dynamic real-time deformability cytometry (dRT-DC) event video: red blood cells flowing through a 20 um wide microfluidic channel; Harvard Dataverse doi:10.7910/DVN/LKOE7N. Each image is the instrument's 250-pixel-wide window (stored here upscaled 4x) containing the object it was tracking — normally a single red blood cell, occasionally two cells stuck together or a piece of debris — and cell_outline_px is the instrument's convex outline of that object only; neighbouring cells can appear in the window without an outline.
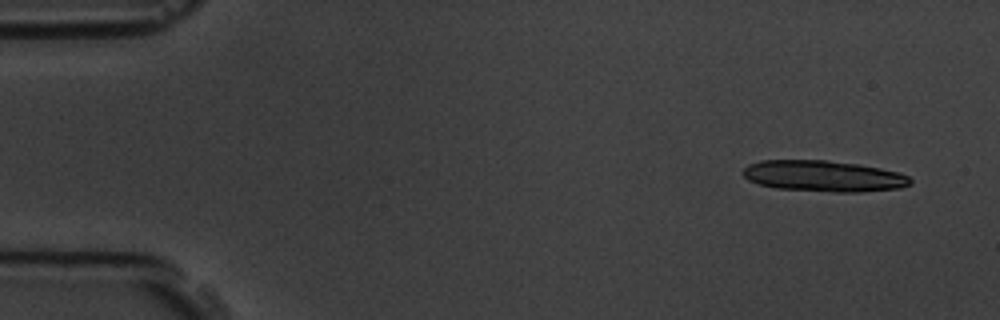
{"species": "common noctule bat (a hibernating species)", "species_latin": "Nyctalus noctula", "temperature_condition": "room temperature", "stored_images_in_passage": 5, "camera_frame_rate_fps": 3000, "um_per_image_px": 0.085, "animal": {"sex": "male", "body_mass_g": 19.5, "forearm_length_mm": 54.6}, "frame": {"image": 1, "passage_image": 1, "time_ms": 0.0, "image_size_px": [1000, 320], "cell_outline_px": [[912, 184], [900, 188], [860, 192], [832, 192], [776, 188], [760, 184], [748, 180], [740, 172], [748, 164], [760, 160], [828, 160], [856, 164], [880, 168], [896, 172], [908, 176], [912, 180]], "centroid_in_image_um": [69.98, 14.96], "position_along_channel_um": 15.0, "area_um2": 30.4}}
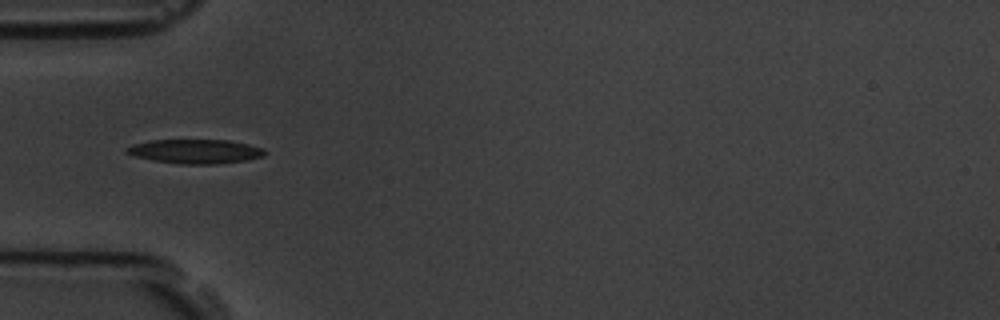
{"frame": {"image": 2, "passage_image": 5, "time_ms": 4.667, "image_size_px": [1000, 320], "cell_outline_px": [[268, 152], [264, 156], [248, 160], [216, 164], [180, 164], [156, 160], [136, 156], [124, 152], [124, 148], [132, 144], [152, 140], [228, 140], [248, 144], [264, 148]], "centroid_in_image_um": [16.64, 12.86], "position_along_channel_um": 68.4, "area_um2": 19.54}}